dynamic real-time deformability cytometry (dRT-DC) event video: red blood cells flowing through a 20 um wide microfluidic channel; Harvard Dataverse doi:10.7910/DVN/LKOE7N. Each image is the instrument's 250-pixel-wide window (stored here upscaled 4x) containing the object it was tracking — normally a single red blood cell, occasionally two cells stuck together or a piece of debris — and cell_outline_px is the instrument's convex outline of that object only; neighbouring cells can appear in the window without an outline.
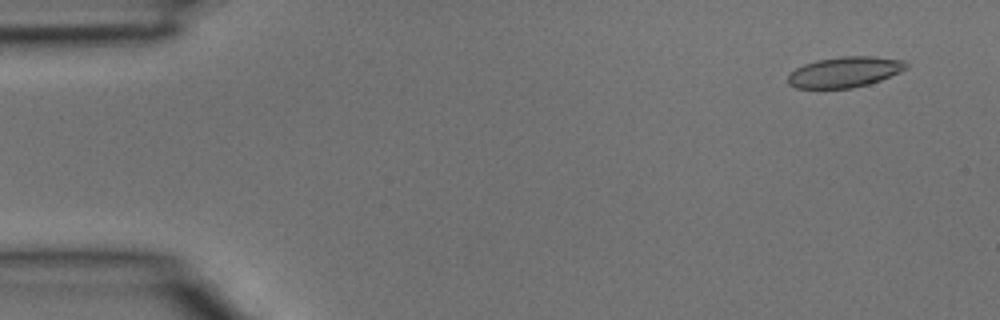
{"species": "common noctule bat (a hibernating species)", "species_latin": "Nyctalus noctula", "temperature_condition": "room temperature", "stored_images_in_passage": 39, "camera_frame_rate_fps": 3000, "um_per_image_px": 0.085, "animal": {"sex": "male", "body_mass_g": 15.6}, "frame": {"image": 1, "passage_image": 3, "time_ms": 0.667, "image_size_px": [1000, 320], "cell_outline_px": [[908, 68], [900, 72], [880, 80], [868, 84], [852, 88], [796, 88], [788, 84], [788, 76], [796, 68], [804, 64], [816, 60], [840, 56], [872, 56], [904, 60], [908, 64]], "centroid_in_image_um": [71.81, 6.11], "position_along_channel_um": 13.2, "area_um2": 21.1}}
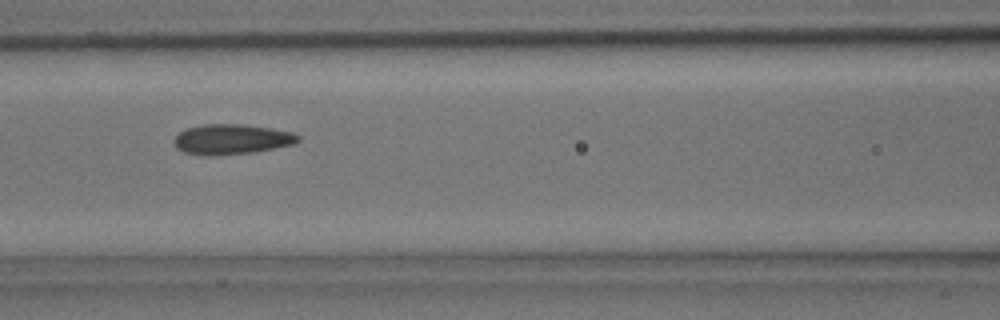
{"frame": {"image": 2, "passage_image": 17, "time_ms": 5.333, "image_size_px": [1000, 320], "cell_outline_px": [[300, 140], [296, 144], [256, 152], [212, 156], [204, 156], [184, 152], [176, 148], [176, 136], [180, 132], [188, 128], [204, 124], [244, 124], [272, 128], [292, 132], [300, 136]], "centroid_in_image_um": [19.75, 11.85], "position_along_channel_um": 146.9, "area_um2": 21.96}}
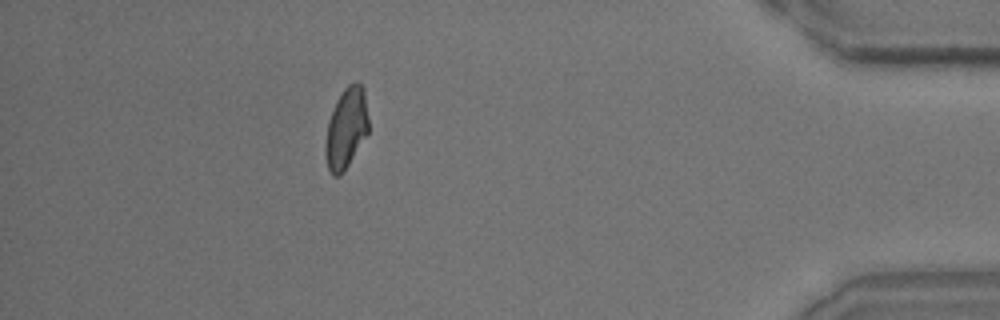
{"frame": {"image": 3, "passage_image": 35, "time_ms": 11.333, "image_size_px": [1000, 320], "cell_outline_px": [[368, 132], [348, 164], [340, 176], [332, 176], [328, 168], [324, 152], [324, 144], [328, 120], [336, 100], [344, 88], [348, 84], [356, 80], [364, 88], [368, 116]], "centroid_in_image_um": [29.41, 10.87], "position_along_channel_um": 405.8, "area_um2": 20.35}}